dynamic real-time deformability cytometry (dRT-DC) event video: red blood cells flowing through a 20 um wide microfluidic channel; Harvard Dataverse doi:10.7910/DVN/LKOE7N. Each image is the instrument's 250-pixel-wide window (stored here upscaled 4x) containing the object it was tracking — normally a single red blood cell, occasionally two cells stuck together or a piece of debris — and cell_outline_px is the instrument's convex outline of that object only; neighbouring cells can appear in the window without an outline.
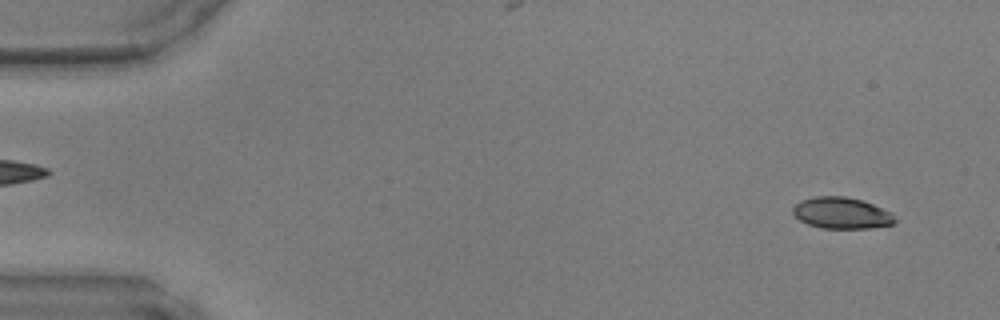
{"species": "common noctule bat (a hibernating species)", "species_latin": "Nyctalus noctula", "temperature_condition": "warm", "stored_images_in_passage": 9, "camera_frame_rate_fps": 3000, "um_per_image_px": 0.085, "animal": {"sex": "male", "body_mass_g": 17.9, "forearm_length_mm": 54.2}, "frame": {"image": 1, "passage_image": 3, "time_ms": 0.667, "image_size_px": [1000, 320], "cell_outline_px": [[896, 220], [892, 224], [868, 228], [820, 228], [808, 224], [800, 220], [792, 212], [792, 208], [800, 200], [816, 196], [844, 196], [860, 200], [872, 204], [892, 212]], "centroid_in_image_um": [71.52, 18.1], "position_along_channel_um": 13.5, "area_um2": 18.55}}